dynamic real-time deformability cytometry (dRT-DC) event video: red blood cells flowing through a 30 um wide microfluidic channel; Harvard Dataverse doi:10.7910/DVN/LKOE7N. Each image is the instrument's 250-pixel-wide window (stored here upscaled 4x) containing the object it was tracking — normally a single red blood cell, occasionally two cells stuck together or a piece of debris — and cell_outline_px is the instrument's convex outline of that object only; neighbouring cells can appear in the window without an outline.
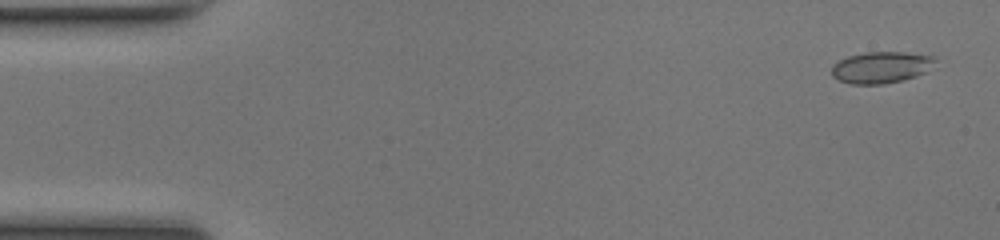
{"species": "common noctule bat (a hibernating species)", "species_latin": "Nyctalus noctula", "temperature_condition": "room temperature", "stored_images_in_passage": 49, "camera_frame_rate_fps": 3000, "um_per_image_px": 0.085, "animal": {"sex": "female", "body_mass_g": 17.0, "forearm_length_mm": 48.0}, "frame": {"image": 1, "passage_image": 2, "time_ms": 0.333, "image_size_px": [1000, 240], "cell_outline_px": [[936, 60], [924, 72], [916, 76], [904, 80], [884, 84], [852, 84], [840, 80], [832, 76], [832, 64], [848, 56], [864, 52], [904, 52], [936, 56]], "centroid_in_image_um": [74.88, 5.72], "position_along_channel_um": 10.1, "area_um2": 18.96}}
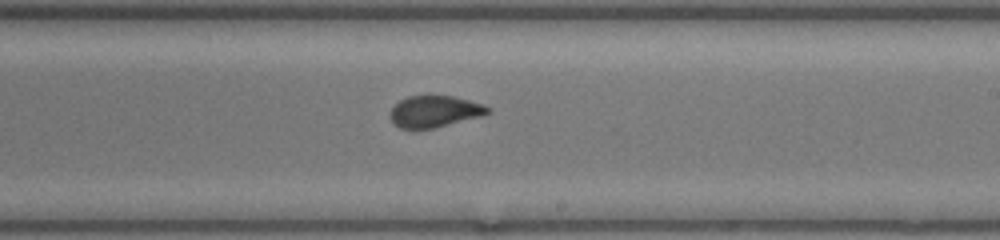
{"frame": {"image": 2, "passage_image": 29, "time_ms": 9.333, "image_size_px": [1000, 240], "cell_outline_px": [[492, 112], [480, 116], [432, 128], [400, 128], [392, 124], [392, 108], [400, 100], [408, 96], [428, 92], [452, 96], [468, 100], [492, 108]], "centroid_in_image_um": [36.93, 9.42], "position_along_channel_um": 252.1, "area_um2": 18.15}}
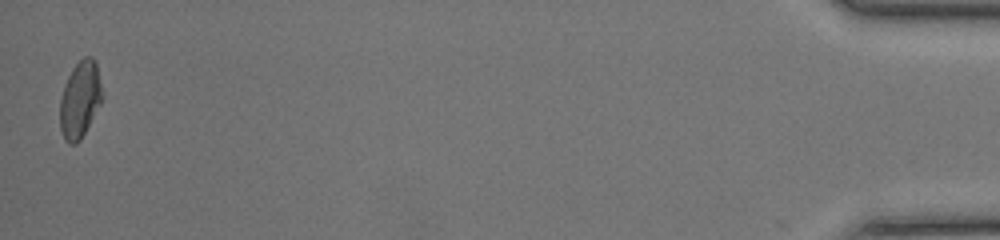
{"frame": {"image": 3, "passage_image": 49, "time_ms": 16.0, "image_size_px": [1000, 240], "cell_outline_px": [[104, 96], [100, 104], [80, 140], [76, 144], [68, 144], [64, 140], [60, 128], [60, 100], [64, 84], [72, 68], [84, 56], [92, 56], [96, 64]], "centroid_in_image_um": [6.79, 8.46], "position_along_channel_um": 428.4, "area_um2": 18.9}, "authors_computed_cell_mechanics": {"area_um2": 18.7272, "velocity_mm_per_s": 4.1704, "shape_relaxation_time_tau1_ms": null, "shape_relaxation_time_tau2_ms": 0.871, "deformation_change_tau1": null, "deformation_change_tau2": 0.0509}}